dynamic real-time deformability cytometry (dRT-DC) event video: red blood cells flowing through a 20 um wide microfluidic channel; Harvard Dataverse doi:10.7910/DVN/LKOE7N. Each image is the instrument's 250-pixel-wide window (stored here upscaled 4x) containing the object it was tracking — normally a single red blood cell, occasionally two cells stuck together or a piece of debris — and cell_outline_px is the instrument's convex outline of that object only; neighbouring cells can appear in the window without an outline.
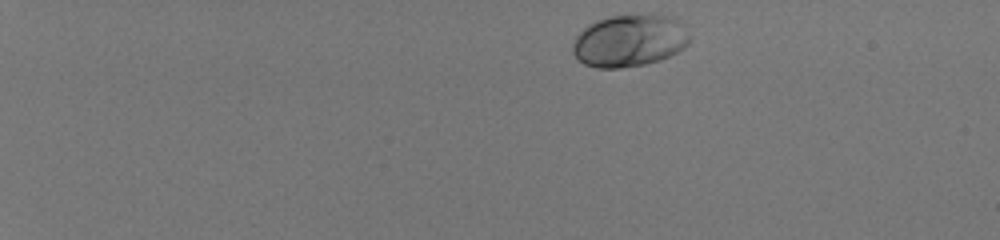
{"species": "human", "species_latin": "Homo sapiens", "temperature_condition": "room temperature", "stored_images_in_passage": 43, "camera_frame_rate_fps": 3000, "um_per_image_px": 0.085, "donor": {"sex": "male"}, "frame": {"image": 1, "passage_image": 1, "time_ms": 0.0, "image_size_px": [1000, 240], "cell_outline_px": [[688, 44], [684, 48], [660, 60], [644, 64], [620, 68], [596, 68], [584, 64], [572, 52], [572, 44], [576, 36], [588, 24], [612, 16], [648, 12], [652, 12], [676, 16], [684, 24], [688, 36]], "centroid_in_image_um": [53.54, 3.41], "position_along_channel_um": 31.5, "area_um2": 36.18}}
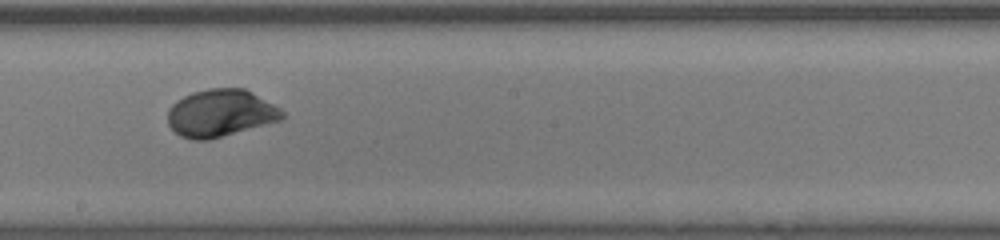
{"frame": {"image": 2, "passage_image": 26, "time_ms": 8.333, "image_size_px": [1000, 240], "cell_outline_px": [[284, 116], [280, 120], [208, 140], [192, 140], [180, 136], [168, 124], [168, 108], [176, 100], [192, 92], [208, 88], [244, 88], [252, 92], [280, 108], [284, 112]], "centroid_in_image_um": [18.71, 9.61], "position_along_channel_um": 229.5, "area_um2": 31.44}}
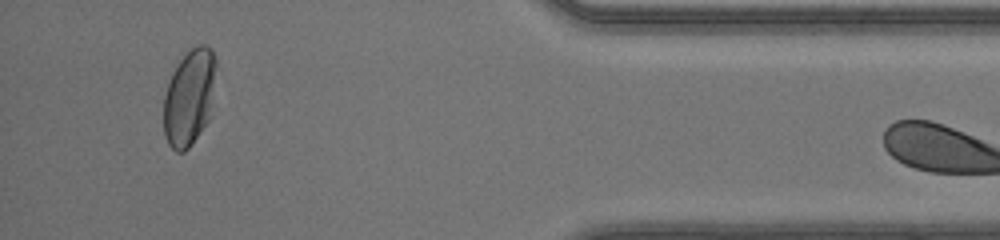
{"frame": {"image": 3, "passage_image": 42, "time_ms": 13.667, "image_size_px": [1000, 240], "cell_outline_px": [[216, 64], [208, 120], [192, 144], [184, 152], [176, 152], [168, 144], [164, 136], [164, 96], [172, 72], [176, 64], [196, 44], [204, 44], [212, 48], [216, 56]], "centroid_in_image_um": [16.07, 8.26], "position_along_channel_um": 419.1, "area_um2": 29.19}}